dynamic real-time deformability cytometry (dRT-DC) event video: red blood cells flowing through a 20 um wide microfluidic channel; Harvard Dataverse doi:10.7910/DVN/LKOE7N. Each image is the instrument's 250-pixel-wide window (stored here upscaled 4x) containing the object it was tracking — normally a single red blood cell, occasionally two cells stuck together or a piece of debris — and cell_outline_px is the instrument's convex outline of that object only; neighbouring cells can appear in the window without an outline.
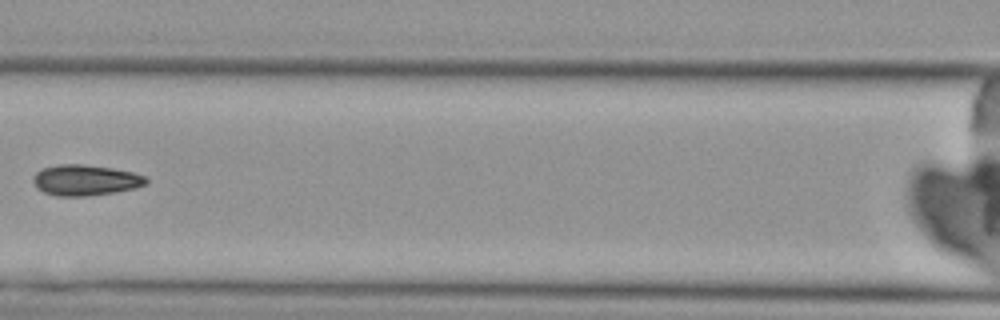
{"species": "Egyptian fruit bat (a non-hibernating species)", "species_latin": "Rousettus aegyptiacus", "temperature_condition": "cold", "stored_images_in_passage": 5, "camera_frame_rate_fps": 3000, "um_per_image_px": 0.085, "animal": {"sex": "female"}, "frame": {"image": 1, "passage_image": 4, "time_ms": 3.667, "image_size_px": [1000, 320], "cell_outline_px": [[148, 184], [136, 188], [116, 192], [88, 196], [56, 196], [44, 192], [36, 188], [32, 180], [32, 176], [36, 172], [44, 168], [56, 164], [84, 164], [112, 168], [132, 172], [148, 176]], "centroid_in_image_um": [7.27, 15.31], "position_along_channel_um": 159.3, "area_um2": 20.58}}
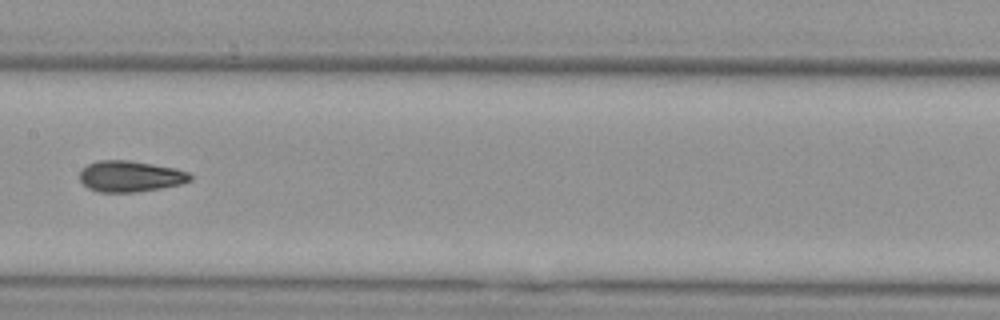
{"frame": {"image": 2, "passage_image": 5, "time_ms": 4.667, "image_size_px": [1000, 320], "cell_outline_px": [[192, 180], [180, 184], [160, 188], [136, 192], [96, 192], [88, 188], [80, 180], [80, 168], [96, 160], [128, 160], [176, 168], [188, 172], [192, 176]], "centroid_in_image_um": [11.04, 14.98], "position_along_channel_um": 196.4, "area_um2": 20.11}}